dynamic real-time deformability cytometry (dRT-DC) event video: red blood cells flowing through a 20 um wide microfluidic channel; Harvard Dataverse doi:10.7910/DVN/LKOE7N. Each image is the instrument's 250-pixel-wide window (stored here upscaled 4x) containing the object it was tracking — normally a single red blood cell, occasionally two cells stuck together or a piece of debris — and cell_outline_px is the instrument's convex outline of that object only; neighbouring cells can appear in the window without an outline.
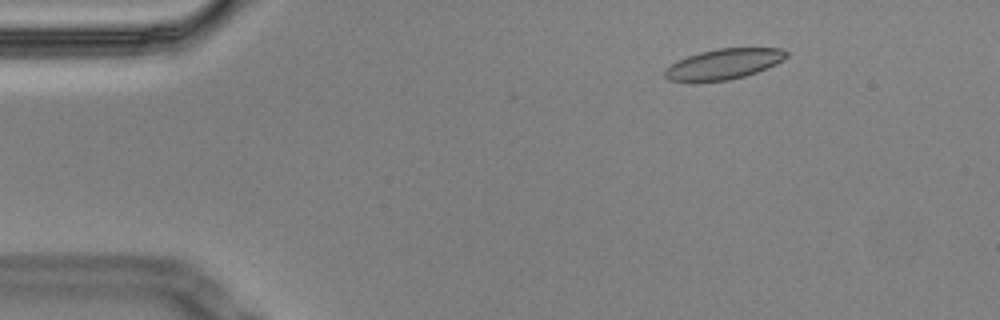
{"species": "Egyptian fruit bat (a non-hibernating species)", "species_latin": "Rousettus aegyptiacus", "temperature_condition": "cold", "stored_images_in_passage": 12, "camera_frame_rate_fps": 3000, "um_per_image_px": 0.085, "animal": {"sex": "male"}, "frame": {"image": 1, "passage_image": 8, "time_ms": 2.333, "image_size_px": [1000, 320], "cell_outline_px": [[788, 56], [784, 60], [768, 68], [744, 76], [728, 80], [668, 80], [664, 76], [664, 68], [676, 60], [700, 52], [716, 48], [780, 48], [788, 52]], "centroid_in_image_um": [61.54, 5.42], "position_along_channel_um": 23.5, "area_um2": 21.39}}